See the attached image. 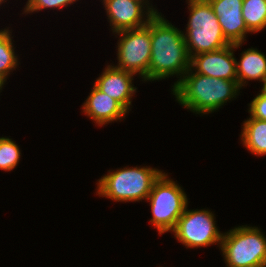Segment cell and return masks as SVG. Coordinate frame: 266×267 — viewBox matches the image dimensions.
I'll use <instances>...</instances> for the list:
<instances>
[{
    "mask_svg": "<svg viewBox=\"0 0 266 267\" xmlns=\"http://www.w3.org/2000/svg\"><path fill=\"white\" fill-rule=\"evenodd\" d=\"M242 16L251 34L266 29V0H243Z\"/></svg>",
    "mask_w": 266,
    "mask_h": 267,
    "instance_id": "cell-17",
    "label": "cell"
},
{
    "mask_svg": "<svg viewBox=\"0 0 266 267\" xmlns=\"http://www.w3.org/2000/svg\"><path fill=\"white\" fill-rule=\"evenodd\" d=\"M75 1L78 0H28L24 7V13L22 14H30L39 12L44 9H62V7L67 8L71 4H74Z\"/></svg>",
    "mask_w": 266,
    "mask_h": 267,
    "instance_id": "cell-19",
    "label": "cell"
},
{
    "mask_svg": "<svg viewBox=\"0 0 266 267\" xmlns=\"http://www.w3.org/2000/svg\"><path fill=\"white\" fill-rule=\"evenodd\" d=\"M11 36L12 31L9 27L0 30V80L4 83L7 82L12 70H16L20 64Z\"/></svg>",
    "mask_w": 266,
    "mask_h": 267,
    "instance_id": "cell-16",
    "label": "cell"
},
{
    "mask_svg": "<svg viewBox=\"0 0 266 267\" xmlns=\"http://www.w3.org/2000/svg\"><path fill=\"white\" fill-rule=\"evenodd\" d=\"M90 92L81 108L84 115L94 121L97 126L102 127L118 120L120 122L129 113L120 103L100 91L95 85Z\"/></svg>",
    "mask_w": 266,
    "mask_h": 267,
    "instance_id": "cell-13",
    "label": "cell"
},
{
    "mask_svg": "<svg viewBox=\"0 0 266 267\" xmlns=\"http://www.w3.org/2000/svg\"><path fill=\"white\" fill-rule=\"evenodd\" d=\"M113 33L144 27L158 13L150 0H101Z\"/></svg>",
    "mask_w": 266,
    "mask_h": 267,
    "instance_id": "cell-9",
    "label": "cell"
},
{
    "mask_svg": "<svg viewBox=\"0 0 266 267\" xmlns=\"http://www.w3.org/2000/svg\"><path fill=\"white\" fill-rule=\"evenodd\" d=\"M136 74L106 65L102 74L95 80L94 85L109 97L115 99L128 112L131 110L132 98L137 88L134 87L133 78Z\"/></svg>",
    "mask_w": 266,
    "mask_h": 267,
    "instance_id": "cell-12",
    "label": "cell"
},
{
    "mask_svg": "<svg viewBox=\"0 0 266 267\" xmlns=\"http://www.w3.org/2000/svg\"><path fill=\"white\" fill-rule=\"evenodd\" d=\"M242 43L230 44L223 49L194 55L190 59V69L198 74L237 81L235 48Z\"/></svg>",
    "mask_w": 266,
    "mask_h": 267,
    "instance_id": "cell-10",
    "label": "cell"
},
{
    "mask_svg": "<svg viewBox=\"0 0 266 267\" xmlns=\"http://www.w3.org/2000/svg\"><path fill=\"white\" fill-rule=\"evenodd\" d=\"M248 104V113L252 118L266 121V91L263 88Z\"/></svg>",
    "mask_w": 266,
    "mask_h": 267,
    "instance_id": "cell-20",
    "label": "cell"
},
{
    "mask_svg": "<svg viewBox=\"0 0 266 267\" xmlns=\"http://www.w3.org/2000/svg\"><path fill=\"white\" fill-rule=\"evenodd\" d=\"M151 58L149 81H159L175 75L174 87L190 69V56L183 31L158 12L150 20ZM180 76V77H179Z\"/></svg>",
    "mask_w": 266,
    "mask_h": 267,
    "instance_id": "cell-1",
    "label": "cell"
},
{
    "mask_svg": "<svg viewBox=\"0 0 266 267\" xmlns=\"http://www.w3.org/2000/svg\"><path fill=\"white\" fill-rule=\"evenodd\" d=\"M117 43L116 68L139 75L141 81H149L151 58L150 21L144 27L115 32Z\"/></svg>",
    "mask_w": 266,
    "mask_h": 267,
    "instance_id": "cell-7",
    "label": "cell"
},
{
    "mask_svg": "<svg viewBox=\"0 0 266 267\" xmlns=\"http://www.w3.org/2000/svg\"><path fill=\"white\" fill-rule=\"evenodd\" d=\"M4 84L5 83L0 80V93L2 92V88H3Z\"/></svg>",
    "mask_w": 266,
    "mask_h": 267,
    "instance_id": "cell-21",
    "label": "cell"
},
{
    "mask_svg": "<svg viewBox=\"0 0 266 267\" xmlns=\"http://www.w3.org/2000/svg\"><path fill=\"white\" fill-rule=\"evenodd\" d=\"M217 15L225 39L230 44L245 43L251 33L242 16L243 0H207Z\"/></svg>",
    "mask_w": 266,
    "mask_h": 267,
    "instance_id": "cell-11",
    "label": "cell"
},
{
    "mask_svg": "<svg viewBox=\"0 0 266 267\" xmlns=\"http://www.w3.org/2000/svg\"><path fill=\"white\" fill-rule=\"evenodd\" d=\"M236 73L240 88L246 86L250 80L262 82L261 85H263V88L266 84L265 54L257 48L245 49V51L241 53L240 60L237 61L236 59Z\"/></svg>",
    "mask_w": 266,
    "mask_h": 267,
    "instance_id": "cell-14",
    "label": "cell"
},
{
    "mask_svg": "<svg viewBox=\"0 0 266 267\" xmlns=\"http://www.w3.org/2000/svg\"><path fill=\"white\" fill-rule=\"evenodd\" d=\"M7 0H0V6L2 5V3H5Z\"/></svg>",
    "mask_w": 266,
    "mask_h": 267,
    "instance_id": "cell-22",
    "label": "cell"
},
{
    "mask_svg": "<svg viewBox=\"0 0 266 267\" xmlns=\"http://www.w3.org/2000/svg\"><path fill=\"white\" fill-rule=\"evenodd\" d=\"M162 170L150 166L124 167L108 170L97 181L96 195L115 202L146 200Z\"/></svg>",
    "mask_w": 266,
    "mask_h": 267,
    "instance_id": "cell-3",
    "label": "cell"
},
{
    "mask_svg": "<svg viewBox=\"0 0 266 267\" xmlns=\"http://www.w3.org/2000/svg\"><path fill=\"white\" fill-rule=\"evenodd\" d=\"M250 226H237L223 233L220 249L226 267L266 265V235Z\"/></svg>",
    "mask_w": 266,
    "mask_h": 267,
    "instance_id": "cell-5",
    "label": "cell"
},
{
    "mask_svg": "<svg viewBox=\"0 0 266 267\" xmlns=\"http://www.w3.org/2000/svg\"><path fill=\"white\" fill-rule=\"evenodd\" d=\"M21 157L19 146L9 137H0V170L12 171Z\"/></svg>",
    "mask_w": 266,
    "mask_h": 267,
    "instance_id": "cell-18",
    "label": "cell"
},
{
    "mask_svg": "<svg viewBox=\"0 0 266 267\" xmlns=\"http://www.w3.org/2000/svg\"><path fill=\"white\" fill-rule=\"evenodd\" d=\"M238 81L204 76L189 69L171 89L176 101L195 114H210L240 94Z\"/></svg>",
    "mask_w": 266,
    "mask_h": 267,
    "instance_id": "cell-2",
    "label": "cell"
},
{
    "mask_svg": "<svg viewBox=\"0 0 266 267\" xmlns=\"http://www.w3.org/2000/svg\"><path fill=\"white\" fill-rule=\"evenodd\" d=\"M241 126L242 145L255 156L266 155V121L250 116Z\"/></svg>",
    "mask_w": 266,
    "mask_h": 267,
    "instance_id": "cell-15",
    "label": "cell"
},
{
    "mask_svg": "<svg viewBox=\"0 0 266 267\" xmlns=\"http://www.w3.org/2000/svg\"><path fill=\"white\" fill-rule=\"evenodd\" d=\"M189 20L183 31L190 58L199 53L213 52L230 43L225 39L217 15L207 0H186Z\"/></svg>",
    "mask_w": 266,
    "mask_h": 267,
    "instance_id": "cell-4",
    "label": "cell"
},
{
    "mask_svg": "<svg viewBox=\"0 0 266 267\" xmlns=\"http://www.w3.org/2000/svg\"><path fill=\"white\" fill-rule=\"evenodd\" d=\"M163 172L155 181L146 201H149L152 226L160 235L172 232L179 217L188 206V198L184 189Z\"/></svg>",
    "mask_w": 266,
    "mask_h": 267,
    "instance_id": "cell-6",
    "label": "cell"
},
{
    "mask_svg": "<svg viewBox=\"0 0 266 267\" xmlns=\"http://www.w3.org/2000/svg\"><path fill=\"white\" fill-rule=\"evenodd\" d=\"M215 219V214L208 209L188 210L186 206L171 233L188 249L214 244L220 249L223 232L219 231Z\"/></svg>",
    "mask_w": 266,
    "mask_h": 267,
    "instance_id": "cell-8",
    "label": "cell"
}]
</instances>
